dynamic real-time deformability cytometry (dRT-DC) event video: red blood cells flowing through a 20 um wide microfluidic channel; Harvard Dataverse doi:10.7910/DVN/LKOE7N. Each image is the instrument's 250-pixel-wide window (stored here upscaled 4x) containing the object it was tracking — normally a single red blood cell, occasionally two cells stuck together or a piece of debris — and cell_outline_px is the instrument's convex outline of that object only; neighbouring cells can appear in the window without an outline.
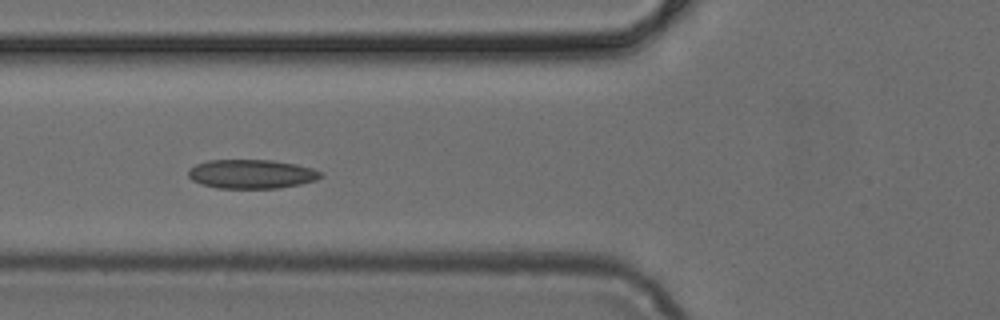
{"species": "common noctule bat (a hibernating species)", "species_latin": "Nyctalus noctula", "temperature_condition": "cold", "stored_images_in_passage": 7, "camera_frame_rate_fps": 3000, "um_per_image_px": 0.085, "animal": {"sex": "female", "body_mass_g": 24.6, "forearm_length_mm": 56.2}, "frame": {"image": 1, "passage_image": 4, "time_ms": 1.0, "image_size_px": [1000, 320], "cell_outline_px": [[324, 176], [316, 180], [300, 184], [280, 188], [216, 188], [200, 184], [192, 180], [188, 176], [188, 168], [196, 164], [208, 160], [272, 160], [296, 164], [312, 168], [324, 172]], "centroid_in_image_um": [21.39, 14.79], "position_along_channel_um": 104.4, "area_um2": 22.66}}
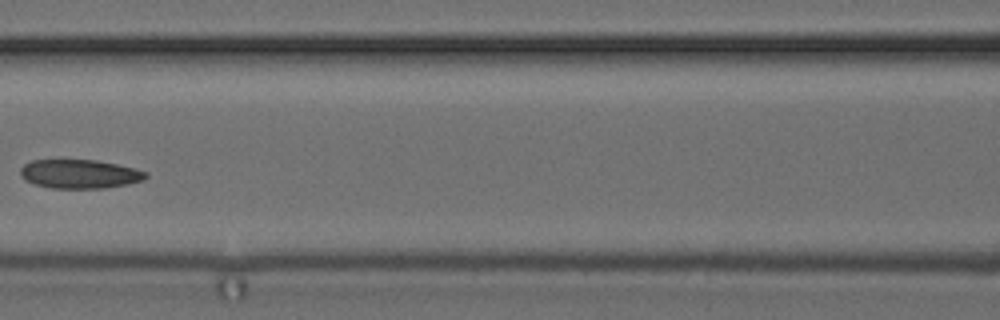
{"frame": {"image": 2, "passage_image": 5, "time_ms": 1.333, "image_size_px": [1000, 320], "cell_outline_px": [[148, 176], [144, 180], [128, 184], [104, 188], [52, 188], [32, 184], [24, 180], [20, 176], [20, 168], [24, 164], [32, 160], [96, 160], [136, 168], [148, 172]], "centroid_in_image_um": [6.76, 14.79], "position_along_channel_um": 159.8, "area_um2": 21.33}}
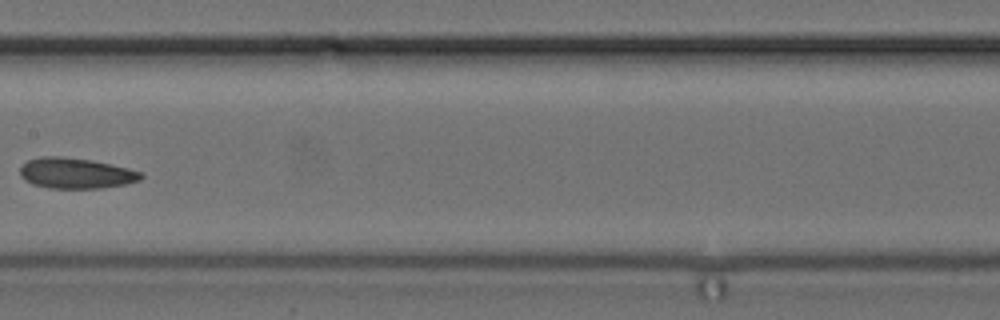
{"frame": {"image": 3, "passage_image": 6, "time_ms": 1.667, "image_size_px": [1000, 320], "cell_outline_px": [[144, 176], [140, 180], [124, 184], [100, 188], [48, 188], [32, 184], [24, 180], [20, 176], [20, 168], [28, 160], [40, 156], [64, 156], [92, 160], [128, 168], [144, 172]], "centroid_in_image_um": [6.44, 14.72], "position_along_channel_um": 201.0, "area_um2": 21.73}}